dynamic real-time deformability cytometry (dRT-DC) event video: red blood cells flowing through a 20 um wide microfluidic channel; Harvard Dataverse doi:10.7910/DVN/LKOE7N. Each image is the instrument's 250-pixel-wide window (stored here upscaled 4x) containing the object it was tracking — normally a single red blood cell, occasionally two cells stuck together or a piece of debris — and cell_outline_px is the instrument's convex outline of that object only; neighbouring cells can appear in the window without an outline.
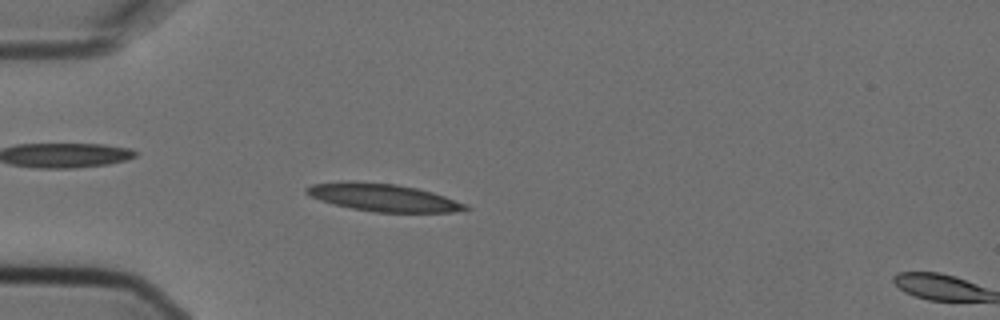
{"species": "Egyptian fruit bat (a non-hibernating species)", "species_latin": "Rousettus aegyptiacus", "temperature_condition": "cold", "stored_images_in_passage": 6, "segment_of_instrument_passage": [1, 2], "camera_frame_rate_fps": 3000, "um_per_image_px": 0.085, "animal": {"sex": "female"}, "frame": {"image": 1, "passage_image": 5, "time_ms": 1.333, "image_size_px": [1000, 320], "cell_outline_px": [[472, 208], [452, 212], [376, 212], [352, 208], [332, 204], [320, 200], [304, 192], [304, 188], [312, 184], [344, 180], [348, 180], [396, 184], [416, 188], [432, 192], [468, 204]], "centroid_in_image_um": [32.54, 16.77], "position_along_channel_um": 52.5, "area_um2": 25.66}}